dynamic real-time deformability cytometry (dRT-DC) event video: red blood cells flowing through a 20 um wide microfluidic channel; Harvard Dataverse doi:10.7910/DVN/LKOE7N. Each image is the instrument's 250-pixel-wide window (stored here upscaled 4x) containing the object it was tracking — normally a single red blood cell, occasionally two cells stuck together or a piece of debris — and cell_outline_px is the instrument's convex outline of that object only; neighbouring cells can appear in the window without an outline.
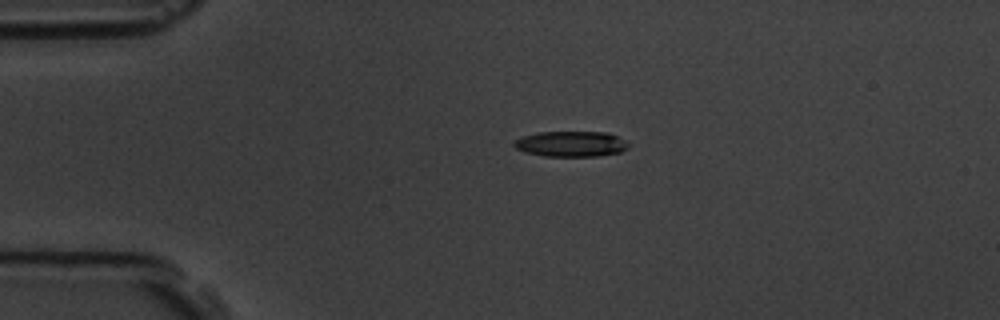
{"species": "common noctule bat (a hibernating species)", "species_latin": "Nyctalus noctula", "temperature_condition": "room temperature", "stored_images_in_passage": 2, "camera_frame_rate_fps": 3000, "um_per_image_px": 0.085, "animal": {"sex": "male", "body_mass_g": 19.5, "forearm_length_mm": 54.6}, "frame": {"image": 1, "passage_image": 2, "time_ms": 1.333, "image_size_px": [1000, 320], "cell_outline_px": [[628, 148], [620, 152], [600, 156], [544, 156], [524, 152], [516, 148], [512, 144], [516, 140], [524, 136], [536, 132], [608, 132], [624, 140], [628, 144]], "centroid_in_image_um": [48.53, 12.23], "position_along_channel_um": 36.5, "area_um2": 16.99}}